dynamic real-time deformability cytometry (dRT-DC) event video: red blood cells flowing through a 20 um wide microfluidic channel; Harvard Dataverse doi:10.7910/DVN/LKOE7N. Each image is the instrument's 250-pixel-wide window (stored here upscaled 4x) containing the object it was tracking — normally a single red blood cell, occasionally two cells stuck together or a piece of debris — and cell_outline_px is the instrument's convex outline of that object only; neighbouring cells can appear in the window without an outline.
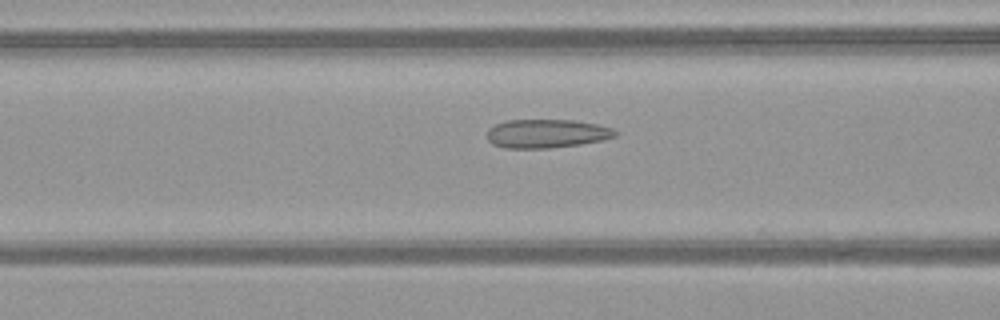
{"species": "common noctule bat (a hibernating species)", "species_latin": "Nyctalus noctula", "temperature_condition": "warm", "stored_images_in_passage": 37, "camera_frame_rate_fps": 3000, "um_per_image_px": 0.085, "animal": {"sex": "female", "body_mass_g": 21.9}, "frame": {"image": 1, "passage_image": 17, "time_ms": 5.333, "image_size_px": [1000, 320], "cell_outline_px": [[616, 136], [604, 140], [580, 144], [548, 148], [504, 148], [492, 144], [488, 140], [488, 128], [496, 124], [508, 120], [576, 120], [596, 124], [612, 128], [616, 132]], "centroid_in_image_um": [46.46, 11.35], "position_along_channel_um": 120.1, "area_um2": 21.39}}
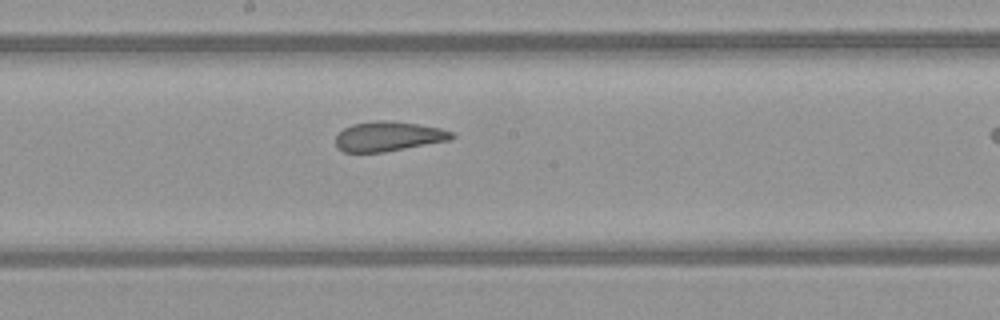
{"frame": {"image": 2, "passage_image": 24, "time_ms": 7.667, "image_size_px": [1000, 320], "cell_outline_px": [[456, 136], [452, 140], [384, 152], [344, 152], [336, 144], [336, 136], [344, 128], [352, 124], [372, 120], [388, 120], [416, 124], [440, 128], [452, 132]], "centroid_in_image_um": [33.03, 11.58], "position_along_channel_um": 215.2, "area_um2": 20.11}}
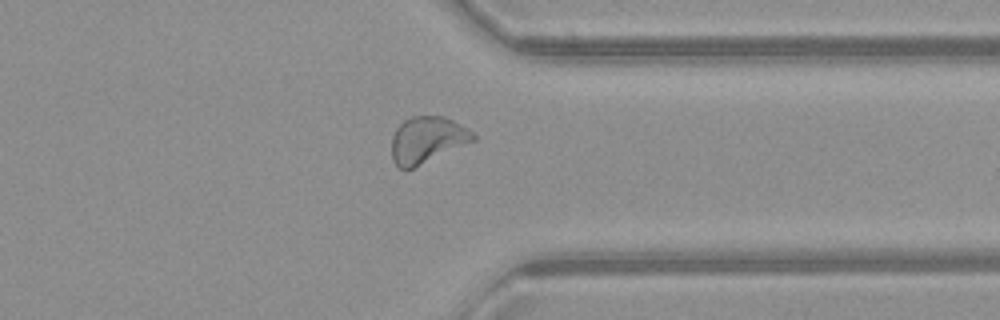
{"frame": {"image": 3, "passage_image": 36, "time_ms": 11.667, "image_size_px": [1000, 320], "cell_outline_px": [[476, 140], [404, 172], [392, 160], [392, 136], [396, 128], [404, 120], [412, 116], [444, 116], [468, 128], [476, 136]], "centroid_in_image_um": [36.3, 11.89], "position_along_channel_um": 375.1, "area_um2": 22.14}}